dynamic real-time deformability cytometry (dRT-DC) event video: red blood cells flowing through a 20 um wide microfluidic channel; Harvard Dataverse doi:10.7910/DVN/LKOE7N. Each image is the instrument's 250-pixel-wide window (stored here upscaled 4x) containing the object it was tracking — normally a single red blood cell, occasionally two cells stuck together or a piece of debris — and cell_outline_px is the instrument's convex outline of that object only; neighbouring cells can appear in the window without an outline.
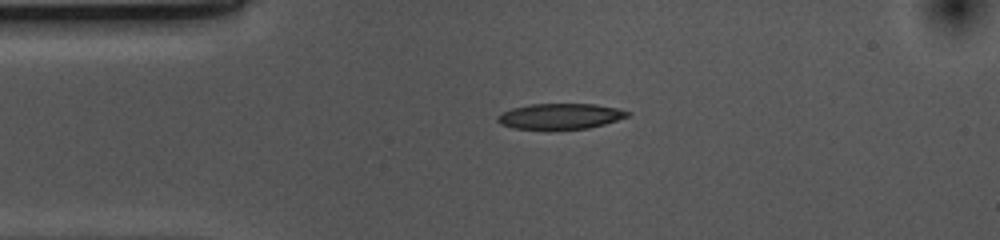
{"species": "common noctule bat (a hibernating species)", "species_latin": "Nyctalus noctula", "temperature_condition": "cold", "stored_images_in_passage": 43, "camera_frame_rate_fps": 3000, "um_per_image_px": 0.085, "animal": {"sex": "female", "body_mass_g": 10.0, "forearm_length_mm": 53.1}, "frame": {"image": 1, "passage_image": 1, "time_ms": 0.0, "image_size_px": [1000, 240], "cell_outline_px": [[632, 112], [628, 116], [604, 124], [588, 128], [552, 132], [548, 132], [512, 128], [500, 124], [496, 120], [496, 116], [500, 112], [512, 108], [532, 104], [596, 104], [616, 108]], "centroid_in_image_um": [47.54, 9.93], "position_along_channel_um": 37.5, "area_um2": 20.29}}
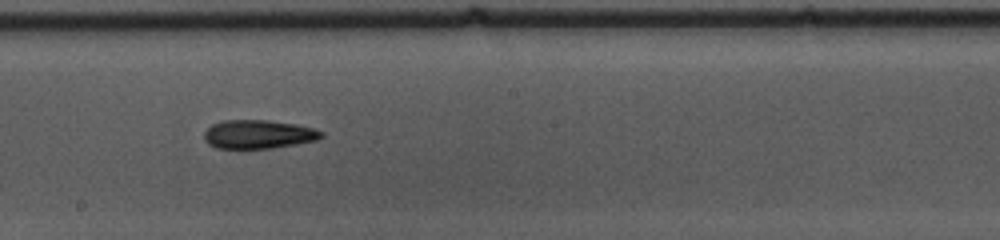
{"frame": {"image": 2, "passage_image": 18, "time_ms": 5.667, "image_size_px": [1000, 240], "cell_outline_px": [[324, 136], [316, 140], [296, 144], [272, 148], [216, 148], [208, 144], [204, 140], [204, 132], [212, 124], [224, 120], [268, 120], [296, 124], [316, 128], [324, 132]], "centroid_in_image_um": [21.98, 11.41], "position_along_channel_um": 226.2, "area_um2": 19.71}}
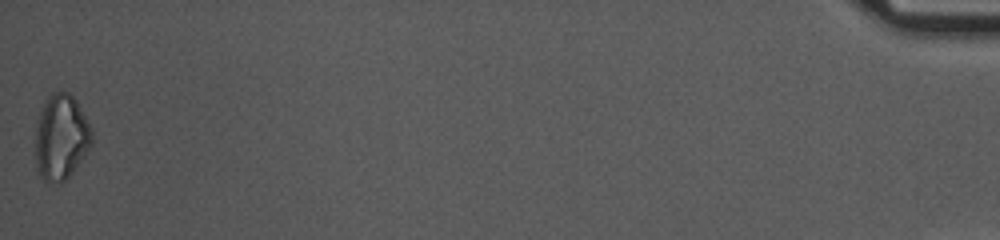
{"frame": {"image": 3, "passage_image": 43, "time_ms": 14.0, "image_size_px": [1000, 240], "cell_outline_px": [[92, 144], [84, 156], [72, 172], [60, 184], [48, 184], [40, 176], [36, 160], [36, 120], [44, 100], [52, 92], [68, 92], [76, 100], [92, 128]], "centroid_in_image_um": [5.18, 11.66], "position_along_channel_um": 430.0, "area_um2": 28.26}, "authors_computed_cell_mechanics": {"area_um2": 19.7098, "velocity_mm_per_s": 3.6964, "shape_relaxation_time_tau1_ms": 8.2991, "shape_relaxation_time_tau2_ms": 6.1797, "deformation_change_tau1": 0.1806, "deformation_change_tau2": 0.1629}}